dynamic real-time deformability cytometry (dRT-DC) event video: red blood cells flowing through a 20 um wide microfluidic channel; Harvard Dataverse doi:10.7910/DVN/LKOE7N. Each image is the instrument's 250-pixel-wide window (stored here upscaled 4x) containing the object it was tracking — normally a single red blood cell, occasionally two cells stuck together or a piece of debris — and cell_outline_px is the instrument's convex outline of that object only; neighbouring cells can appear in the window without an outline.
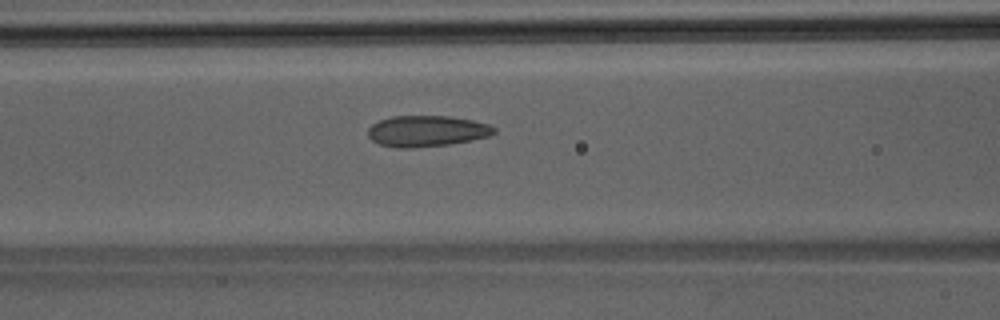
{"species": "Egyptian fruit bat (a non-hibernating species)", "species_latin": "Rousettus aegyptiacus", "temperature_condition": "room temperature", "stored_images_in_passage": 38, "camera_frame_rate_fps": 3000, "um_per_image_px": 0.085, "animal": {"sex": "male"}, "frame": {"image": 1, "passage_image": 11, "time_ms": 3.333, "image_size_px": [1000, 320], "cell_outline_px": [[496, 132], [488, 136], [472, 140], [448, 144], [412, 148], [396, 148], [380, 144], [372, 140], [368, 136], [368, 128], [372, 124], [380, 120], [392, 116], [448, 116], [472, 120], [488, 124], [496, 128]], "centroid_in_image_um": [36.26, 11.14], "position_along_channel_um": 130.3, "area_um2": 22.77}}
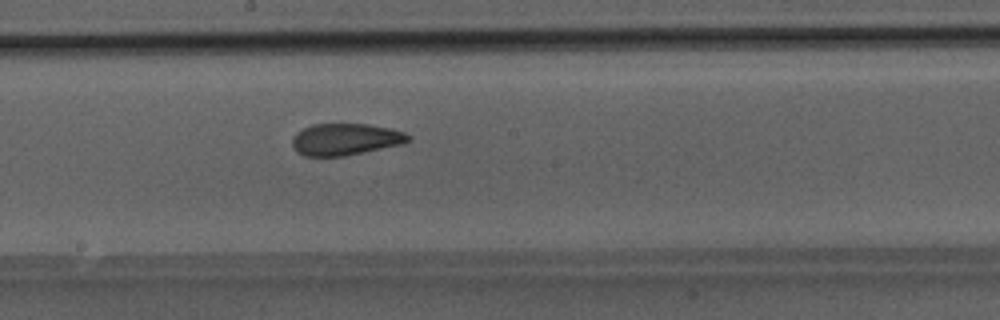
{"frame": {"image": 2, "passage_image": 17, "time_ms": 5.333, "image_size_px": [1000, 320], "cell_outline_px": [[412, 140], [404, 144], [344, 156], [304, 156], [296, 152], [292, 144], [292, 140], [296, 132], [312, 124], [368, 124], [392, 128], [404, 132], [412, 136]], "centroid_in_image_um": [29.4, 11.84], "position_along_channel_um": 218.8, "area_um2": 21.73}}
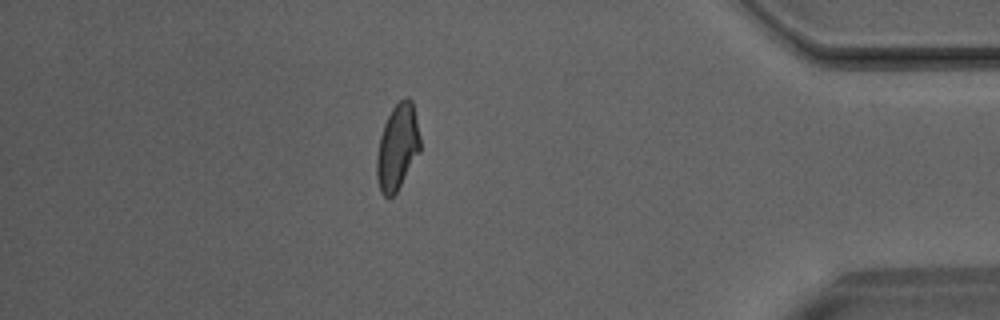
{"frame": {"image": 3, "passage_image": 32, "time_ms": 10.333, "image_size_px": [1000, 320], "cell_outline_px": [[420, 152], [396, 192], [392, 196], [384, 196], [380, 192], [376, 176], [376, 156], [380, 136], [384, 124], [392, 108], [404, 96], [408, 96], [412, 100], [420, 136]], "centroid_in_image_um": [33.77, 12.49], "position_along_channel_um": 401.4, "area_um2": 21.73}}